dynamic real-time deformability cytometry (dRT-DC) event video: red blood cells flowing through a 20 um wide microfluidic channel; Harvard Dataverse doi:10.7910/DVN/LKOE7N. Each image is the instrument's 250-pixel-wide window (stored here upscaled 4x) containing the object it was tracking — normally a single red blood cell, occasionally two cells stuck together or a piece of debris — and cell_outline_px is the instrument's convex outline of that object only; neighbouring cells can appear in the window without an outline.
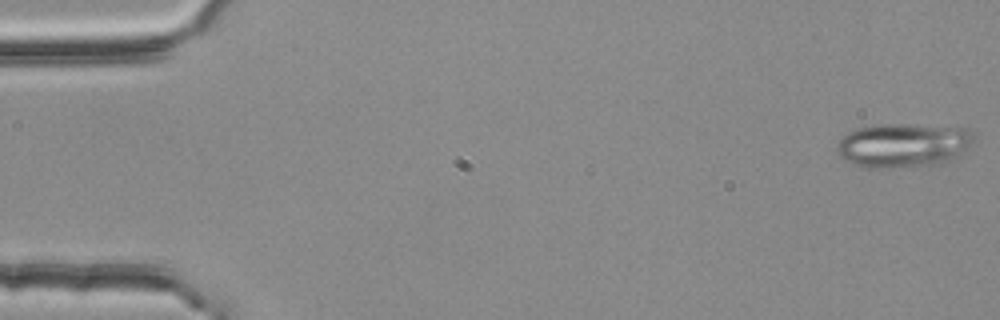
{"species": "common noctule bat (a hibernating species)", "species_latin": "Nyctalus noctula", "temperature_condition": "room temperature", "stored_images_in_passage": 54, "segment_of_instrument_passage": [1, 2], "camera_frame_rate_fps": 3000, "um_per_image_px": 0.085, "animal": {"sex": "female", "body_mass_g": 25.1}, "frame": {"image": 1, "passage_image": 1, "time_ms": 0.0, "image_size_px": [1000, 320], "cell_outline_px": [[976, 132], [972, 140], [956, 156], [948, 160], [936, 164], [884, 168], [864, 168], [852, 164], [844, 160], [836, 152], [836, 144], [848, 132], [860, 128], [876, 124], [904, 124], [964, 128]], "centroid_in_image_um": [76.69, 12.34], "position_along_channel_um": 8.3, "area_um2": 34.85}}